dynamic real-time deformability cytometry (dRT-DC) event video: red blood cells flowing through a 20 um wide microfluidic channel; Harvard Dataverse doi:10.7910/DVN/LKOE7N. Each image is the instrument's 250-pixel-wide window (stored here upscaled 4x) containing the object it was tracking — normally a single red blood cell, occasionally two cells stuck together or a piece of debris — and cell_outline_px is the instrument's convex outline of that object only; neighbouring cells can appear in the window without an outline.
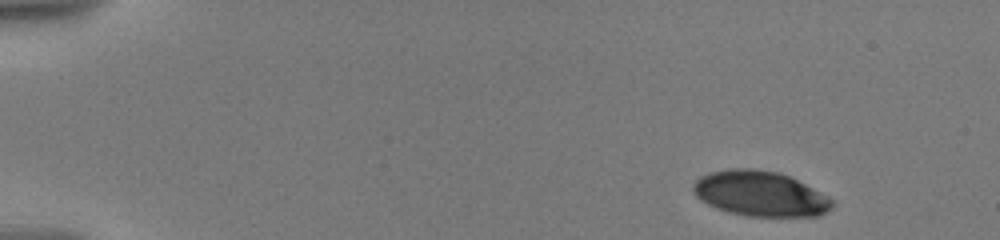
{"species": "human", "species_latin": "Homo sapiens", "temperature_condition": "warm", "stored_images_in_passage": 59, "camera_frame_rate_fps": 3000, "um_per_image_px": 0.085, "donor": {"sex": "male"}, "frame": {"image": 1, "passage_image": 1, "time_ms": 0.0, "image_size_px": [1000, 240], "cell_outline_px": [[832, 208], [820, 216], [748, 216], [728, 212], [716, 208], [700, 200], [696, 196], [692, 188], [692, 184], [700, 176], [708, 172], [732, 168], [752, 168], [776, 172], [788, 176], [828, 196], [832, 200]], "centroid_in_image_um": [64.57, 16.46], "position_along_channel_um": 20.4, "area_um2": 36.47}}
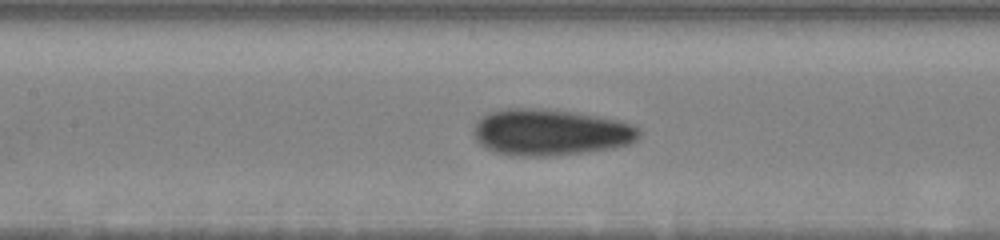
{"frame": {"image": 2, "passage_image": 31, "time_ms": 7.333, "image_size_px": [1000, 240], "cell_outline_px": [[640, 136], [636, 140], [628, 144], [612, 148], [584, 152], [548, 156], [512, 156], [496, 152], [484, 148], [476, 140], [472, 132], [476, 120], [480, 116], [488, 112], [504, 108], [544, 108], [580, 112], [620, 120], [632, 124], [640, 128]], "centroid_in_image_um": [46.75, 11.22], "position_along_channel_um": 160.6, "area_um2": 45.55}}
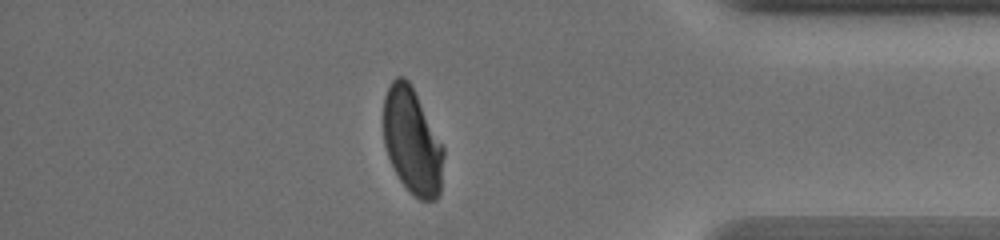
{"frame": {"image": 3, "passage_image": 52, "time_ms": 14.667, "image_size_px": [1000, 240], "cell_outline_px": [[444, 156], [440, 192], [436, 200], [420, 200], [400, 180], [388, 156], [384, 144], [384, 96], [392, 80], [396, 76], [404, 76], [408, 80], [444, 148]], "centroid_in_image_um": [35.03, 12.01], "position_along_channel_um": 400.2, "area_um2": 36.53}, "authors_computed_cell_mechanics": {"area_um2": 39.4196, "velocity_mm_per_s": 3.5722, "shape_relaxation_time_tau1_ms": 4.6449, "shape_relaxation_time_tau2_ms": 0.9717, "deformation_change_tau1": 0.1698, "deformation_change_tau2": 0.053}}